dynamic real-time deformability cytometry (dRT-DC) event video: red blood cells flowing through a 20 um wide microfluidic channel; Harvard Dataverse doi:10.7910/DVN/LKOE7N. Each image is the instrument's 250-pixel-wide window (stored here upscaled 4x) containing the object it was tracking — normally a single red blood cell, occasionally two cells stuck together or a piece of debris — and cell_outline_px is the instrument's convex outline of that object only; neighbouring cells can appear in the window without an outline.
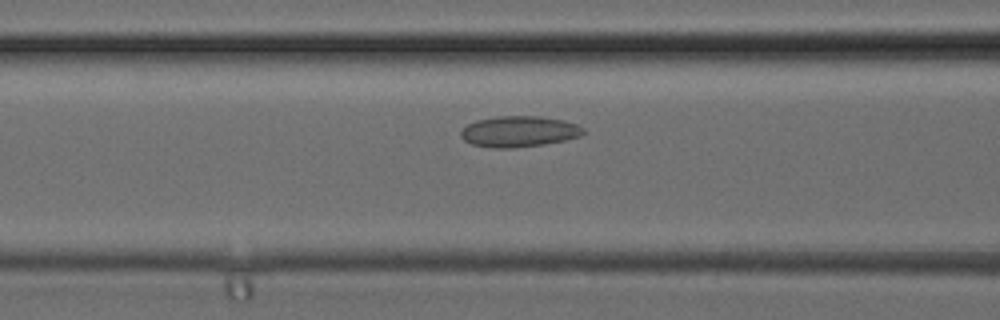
{"species": "common noctule bat (a hibernating species)", "species_latin": "Nyctalus noctula", "temperature_condition": "cold", "stored_images_in_passage": 3, "camera_frame_rate_fps": 3000, "um_per_image_px": 0.085, "animal": {"sex": "female", "body_mass_g": 24.6, "forearm_length_mm": 56.2}, "frame": {"image": 1, "passage_image": 3, "time_ms": 0.667, "image_size_px": [1000, 320], "cell_outline_px": [[584, 132], [580, 136], [564, 140], [544, 144], [512, 148], [492, 148], [472, 144], [464, 140], [460, 136], [460, 132], [468, 124], [476, 120], [496, 116], [540, 116], [564, 120], [576, 124], [584, 128]], "centroid_in_image_um": [44.1, 11.17], "position_along_channel_um": 122.5, "area_um2": 22.08}}